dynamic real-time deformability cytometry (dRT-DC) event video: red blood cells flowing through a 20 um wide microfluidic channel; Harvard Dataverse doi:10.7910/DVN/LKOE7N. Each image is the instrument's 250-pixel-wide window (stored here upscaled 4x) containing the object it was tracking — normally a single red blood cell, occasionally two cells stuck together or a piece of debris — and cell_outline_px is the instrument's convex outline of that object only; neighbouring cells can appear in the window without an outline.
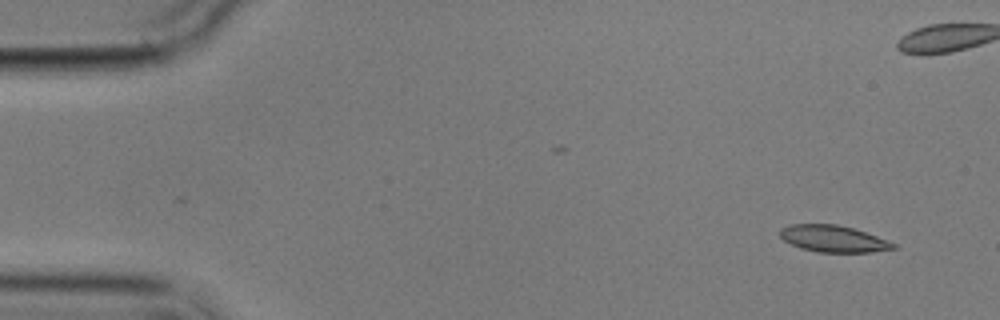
{"species": "common noctule bat (a hibernating species)", "species_latin": "Nyctalus noctula", "temperature_condition": "cold", "stored_images_in_passage": 4, "camera_frame_rate_fps": 3000, "um_per_image_px": 0.085, "animal": {"sex": "male", "body_mass_g": 17.9}, "frame": {"image": 1, "passage_image": 1, "time_ms": 0.0, "image_size_px": [1000, 320], "cell_outline_px": [[896, 248], [872, 252], [816, 252], [800, 248], [784, 240], [780, 236], [780, 228], [788, 224], [836, 224], [852, 228], [888, 240], [896, 244]], "centroid_in_image_um": [70.81, 20.29], "position_along_channel_um": 14.2, "area_um2": 17.57}}